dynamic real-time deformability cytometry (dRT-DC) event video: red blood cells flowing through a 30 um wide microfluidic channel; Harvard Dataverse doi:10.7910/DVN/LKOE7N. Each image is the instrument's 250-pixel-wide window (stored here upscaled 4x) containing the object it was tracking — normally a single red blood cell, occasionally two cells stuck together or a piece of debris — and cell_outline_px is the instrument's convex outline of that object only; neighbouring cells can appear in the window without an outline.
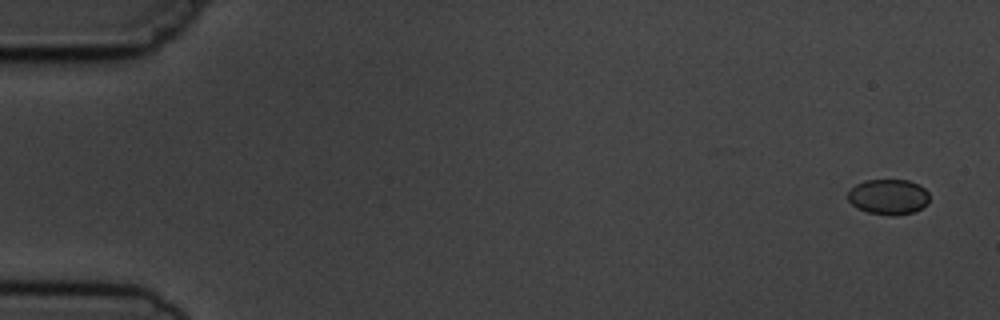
{"species": "common noctule bat (a hibernating species)", "species_latin": "Nyctalus noctula", "temperature_condition": "cold", "stored_images_in_passage": 6, "camera_frame_rate_fps": 3000, "um_per_image_px": 0.085, "animal": {"sex": "male", "body_mass_g": 19.5, "forearm_length_mm": 54.6}, "frame": {"image": 1, "passage_image": 1, "time_ms": 0.0, "image_size_px": [1000, 320], "cell_outline_px": [[928, 204], [912, 212], [896, 216], [892, 216], [868, 212], [856, 208], [848, 200], [848, 192], [856, 184], [864, 180], [908, 180], [924, 188], [928, 192]], "centroid_in_image_um": [75.5, 16.73], "position_along_channel_um": 9.5, "area_um2": 16.76}}
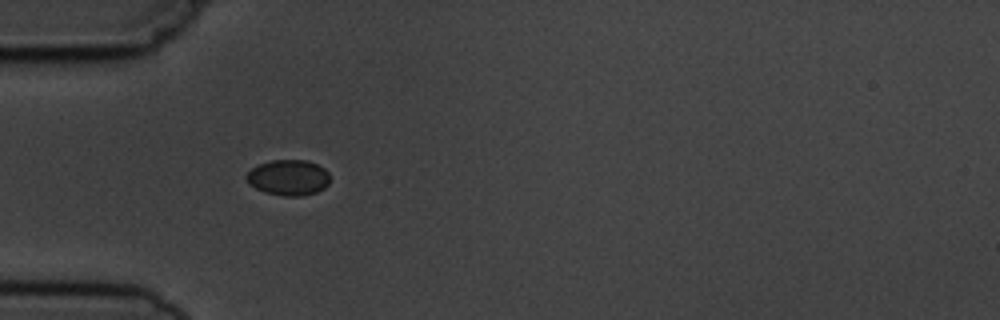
{"frame": {"image": 2, "passage_image": 5, "time_ms": 5.0, "image_size_px": [1000, 320], "cell_outline_px": [[328, 184], [324, 188], [316, 192], [300, 196], [284, 196], [264, 192], [248, 184], [244, 176], [252, 168], [260, 164], [272, 160], [308, 160], [324, 168], [328, 172]], "centroid_in_image_um": [24.49, 15.09], "position_along_channel_um": 60.5, "area_um2": 17.34}}
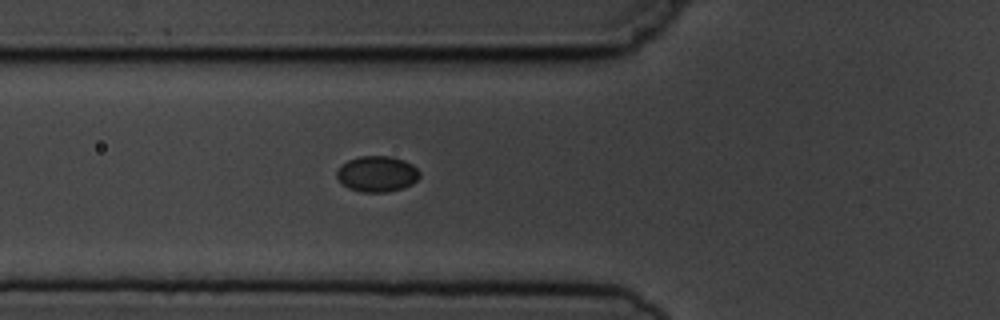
{"frame": {"image": 3, "passage_image": 6, "time_ms": 6.0, "image_size_px": [1000, 320], "cell_outline_px": [[420, 176], [412, 184], [404, 188], [388, 192], [360, 192], [348, 188], [336, 176], [336, 172], [348, 160], [360, 156], [392, 156], [404, 160], [412, 164], [420, 172]], "centroid_in_image_um": [32.08, 14.79], "position_along_channel_um": 93.7, "area_um2": 17.28}}